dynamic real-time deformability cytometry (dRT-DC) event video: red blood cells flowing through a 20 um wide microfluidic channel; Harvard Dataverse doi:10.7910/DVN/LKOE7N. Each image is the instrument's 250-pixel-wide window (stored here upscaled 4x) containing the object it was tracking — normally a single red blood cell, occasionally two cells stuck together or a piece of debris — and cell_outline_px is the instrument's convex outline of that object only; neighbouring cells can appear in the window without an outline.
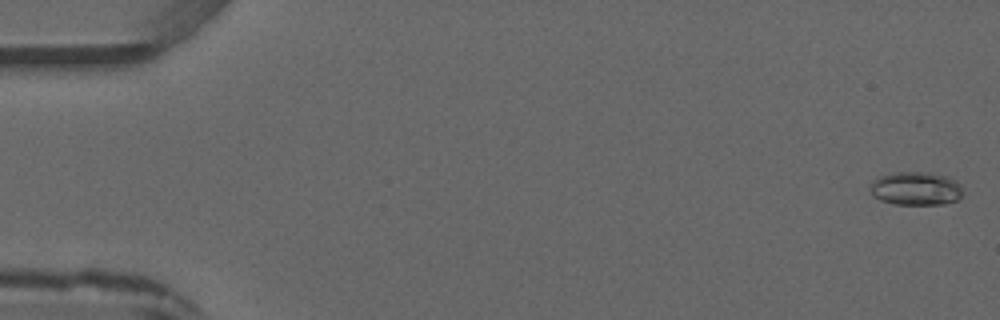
{"species": "common noctule bat (a hibernating species)", "species_latin": "Nyctalus noctula", "temperature_condition": "warm", "stored_images_in_passage": 5, "camera_frame_rate_fps": 3000, "um_per_image_px": 0.085, "animal": {"sex": "male", "forearm_length_mm": 52.5}, "frame": {"image": 1, "passage_image": 1, "time_ms": 0.0, "image_size_px": [1000, 320], "cell_outline_px": [[964, 196], [956, 200], [944, 204], [896, 204], [880, 200], [872, 196], [872, 180], [880, 176], [892, 172], [932, 172], [948, 176], [956, 180], [960, 184], [964, 192]], "centroid_in_image_um": [77.9, 16.01], "position_along_channel_um": 7.1, "area_um2": 18.32}}